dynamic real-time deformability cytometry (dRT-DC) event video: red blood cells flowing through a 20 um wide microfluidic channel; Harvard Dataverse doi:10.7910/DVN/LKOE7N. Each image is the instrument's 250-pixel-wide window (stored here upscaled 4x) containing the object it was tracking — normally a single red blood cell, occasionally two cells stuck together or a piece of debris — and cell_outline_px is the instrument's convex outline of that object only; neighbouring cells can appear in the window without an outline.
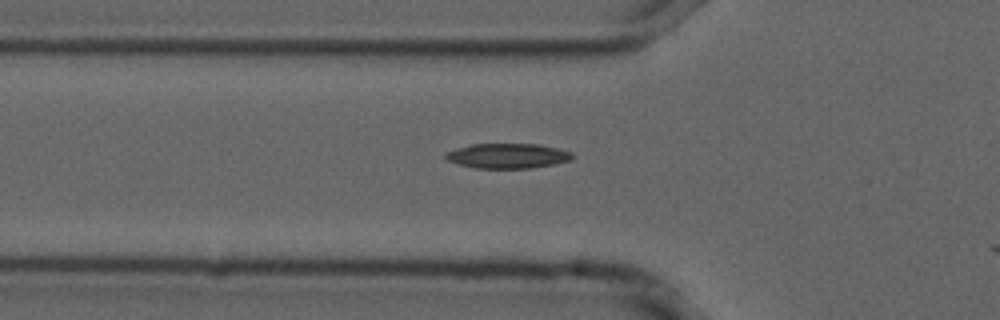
{"species": "common noctule bat (a hibernating species)", "species_latin": "Nyctalus noctula", "temperature_condition": "cold", "stored_images_in_passage": 7, "camera_frame_rate_fps": 3000, "um_per_image_px": 0.085, "animal": {"sex": "male", "forearm_length_mm": 52.5}, "frame": {"image": 1, "passage_image": 6, "time_ms": 1.667, "image_size_px": [1000, 320], "cell_outline_px": [[572, 156], [568, 160], [552, 164], [532, 168], [476, 168], [460, 164], [448, 160], [444, 156], [444, 152], [456, 148], [472, 144], [540, 144], [572, 152]], "centroid_in_image_um": [43.1, 13.24], "position_along_channel_um": 82.7, "area_um2": 18.21}}